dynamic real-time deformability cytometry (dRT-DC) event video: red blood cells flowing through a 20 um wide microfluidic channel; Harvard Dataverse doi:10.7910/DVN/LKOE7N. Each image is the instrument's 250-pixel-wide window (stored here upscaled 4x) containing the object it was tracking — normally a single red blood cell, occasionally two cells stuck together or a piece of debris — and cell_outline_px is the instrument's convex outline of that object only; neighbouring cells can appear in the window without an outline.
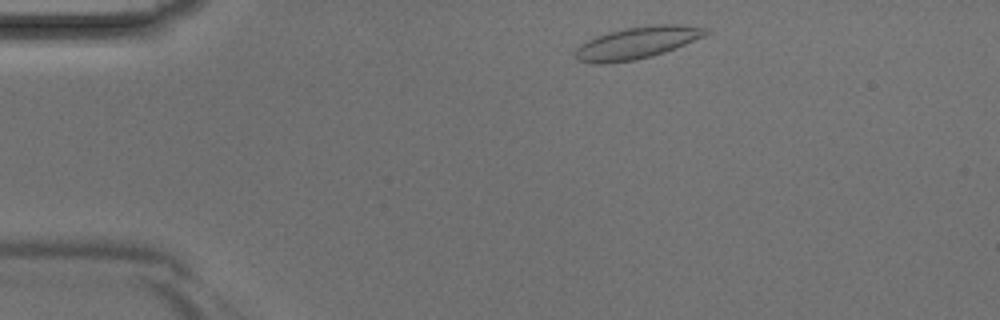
{"species": "Egyptian fruit bat (a non-hibernating species)", "species_latin": "Rousettus aegyptiacus", "temperature_condition": "room temperature", "stored_images_in_passage": 37, "camera_frame_rate_fps": 3000, "um_per_image_px": 0.085, "animal": {"sex": "male"}, "frame": {"image": 1, "passage_image": 2, "time_ms": 0.333, "image_size_px": [1000, 320], "cell_outline_px": [[712, 32], [704, 36], [676, 48], [652, 56], [636, 60], [608, 64], [592, 64], [576, 60], [576, 48], [580, 44], [596, 36], [608, 32], [628, 28], [656, 24], [680, 24], [708, 28]], "centroid_in_image_um": [54.15, 3.65], "position_along_channel_um": 30.8, "area_um2": 24.51}}
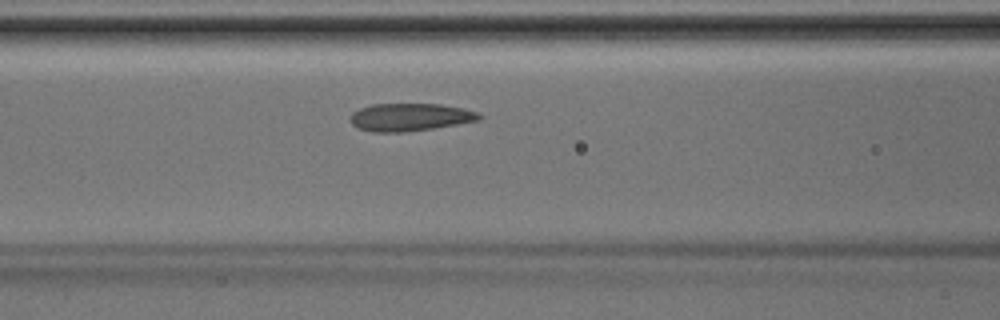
{"frame": {"image": 2, "passage_image": 12, "time_ms": 3.667, "image_size_px": [1000, 320], "cell_outline_px": [[484, 116], [480, 120], [432, 128], [404, 132], [372, 132], [356, 128], [348, 120], [352, 112], [360, 108], [372, 104], [440, 104], [480, 112]], "centroid_in_image_um": [34.82, 9.96], "position_along_channel_um": 131.8, "area_um2": 20.92}}
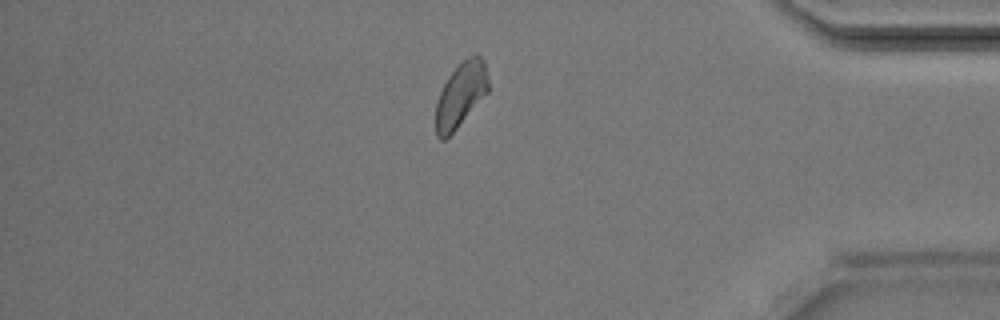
{"frame": {"image": 3, "passage_image": 31, "time_ms": 10.0, "image_size_px": [1000, 320], "cell_outline_px": [[488, 92], [456, 128], [444, 140], [440, 140], [436, 136], [436, 104], [440, 92], [448, 76], [468, 56], [476, 52], [484, 60], [488, 80]], "centroid_in_image_um": [39.16, 8.04], "position_along_channel_um": 396.0, "area_um2": 19.48}}